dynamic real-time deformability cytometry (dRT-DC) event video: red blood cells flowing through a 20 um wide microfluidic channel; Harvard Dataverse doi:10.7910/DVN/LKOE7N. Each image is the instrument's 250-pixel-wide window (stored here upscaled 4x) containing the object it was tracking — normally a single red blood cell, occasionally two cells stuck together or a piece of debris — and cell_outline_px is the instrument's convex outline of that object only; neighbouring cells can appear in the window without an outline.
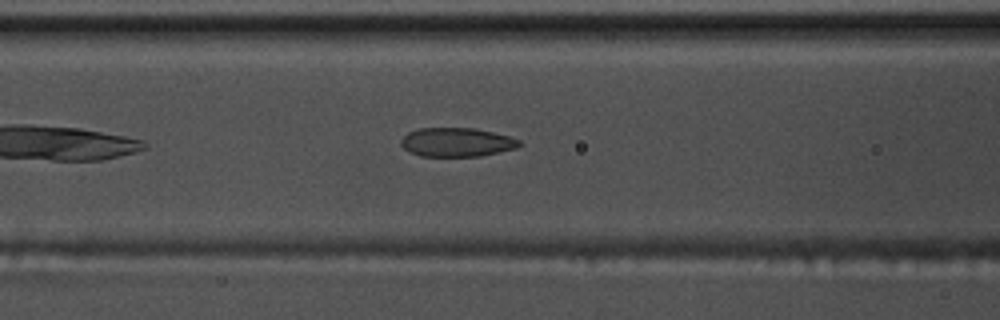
{"species": "common noctule bat (a hibernating species)", "species_latin": "Nyctalus noctula", "temperature_condition": "warm", "stored_images_in_passage": 35, "camera_frame_rate_fps": 3000, "um_per_image_px": 0.085, "animal": {"sex": "male", "body_mass_g": 17.5, "forearm_length_mm": 52.3}, "frame": {"image": 1, "passage_image": 7, "time_ms": 2.0, "image_size_px": [1000, 320], "cell_outline_px": [[524, 144], [516, 148], [480, 156], [420, 156], [404, 148], [400, 144], [400, 140], [408, 132], [420, 128], [472, 128], [492, 132], [508, 136], [520, 140]], "centroid_in_image_um": [38.83, 12.09], "position_along_channel_um": 127.8, "area_um2": 19.83}}
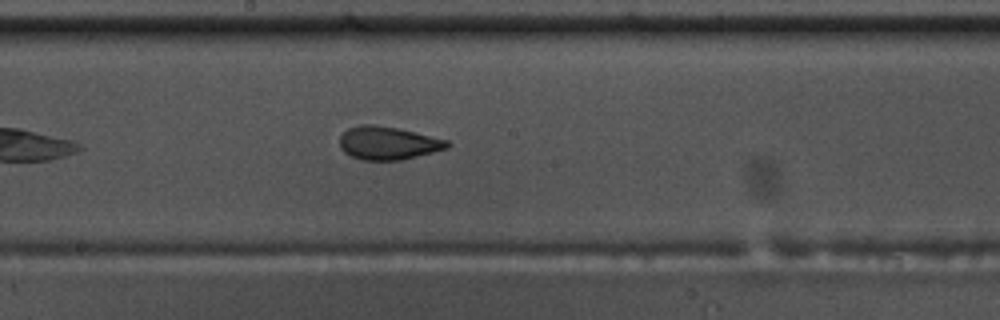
{"frame": {"image": 2, "passage_image": 14, "time_ms": 4.333, "image_size_px": [1000, 320], "cell_outline_px": [[452, 144], [448, 148], [400, 160], [360, 160], [344, 152], [340, 148], [340, 136], [348, 128], [360, 124], [372, 124], [400, 128], [448, 140]], "centroid_in_image_um": [32.98, 12.15], "position_along_channel_um": 215.2, "area_um2": 20.87}}
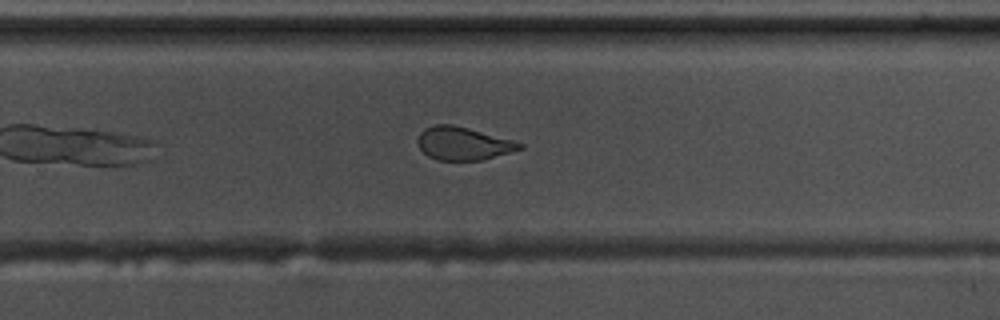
{"frame": {"image": 3, "passage_image": 20, "time_ms": 6.333, "image_size_px": [1000, 320], "cell_outline_px": [[524, 148], [480, 160], [436, 160], [428, 156], [420, 148], [416, 140], [420, 132], [424, 128], [436, 124], [452, 124], [468, 128], [512, 140], [524, 144]], "centroid_in_image_um": [39.33, 12.19], "position_along_channel_um": 290.5, "area_um2": 19.48}, "authors_computed_cell_mechanics": {"area_um2": 20.808, "velocity_mm_per_s": 3.7616, "shape_relaxation_time_tau1_ms": 7.4899, "shape_relaxation_time_tau2_ms": 1.3704, "deformation_change_tau1": 0.1834, "deformation_change_tau2": 0.0848}}